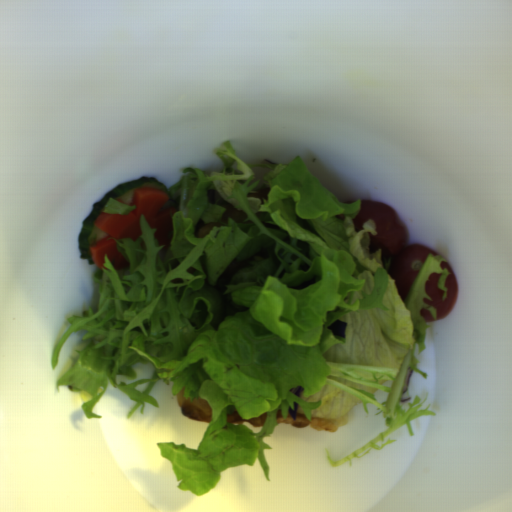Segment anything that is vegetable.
Instances as JSON below:
<instances>
[{"label": "vegetable", "instance_id": "1", "mask_svg": "<svg viewBox=\"0 0 512 512\" xmlns=\"http://www.w3.org/2000/svg\"><path fill=\"white\" fill-rule=\"evenodd\" d=\"M223 166L204 171L185 167L182 178L165 189L176 212L171 240L158 243L145 216L141 235L116 245L128 263L115 269L105 255L93 273L99 296L92 309L71 315L51 356L58 363L70 335L85 331L84 344L60 387L80 395L87 419H101L94 407L109 385L134 402L127 420L146 404L158 381L192 403L211 409L197 449L185 443L156 442L171 461L179 490L197 496L220 483L221 475L259 462L270 481L264 437L278 425L277 415L340 419L357 404L377 406L386 428L367 444L333 461L352 465L372 450L396 440L388 436L428 415V398L401 403L405 374L418 367L429 321L437 318L426 283L440 273L438 288L447 295L439 253L425 258L405 300L388 274L389 257L370 250L373 220L355 231L361 201L341 203L309 171L298 155L288 163H248L234 144L213 149ZM431 300V299H430ZM139 362L152 363L149 380L130 384ZM304 388L302 397L290 393ZM267 415L259 433L227 423Z\"/></svg>", "mask_w": 512, "mask_h": 512}, {"label": "vegetable", "instance_id": "2", "mask_svg": "<svg viewBox=\"0 0 512 512\" xmlns=\"http://www.w3.org/2000/svg\"><path fill=\"white\" fill-rule=\"evenodd\" d=\"M134 209H136V205H122L116 198H111L105 205L104 213L111 212L116 214H125L127 216Z\"/></svg>", "mask_w": 512, "mask_h": 512}]
</instances>
